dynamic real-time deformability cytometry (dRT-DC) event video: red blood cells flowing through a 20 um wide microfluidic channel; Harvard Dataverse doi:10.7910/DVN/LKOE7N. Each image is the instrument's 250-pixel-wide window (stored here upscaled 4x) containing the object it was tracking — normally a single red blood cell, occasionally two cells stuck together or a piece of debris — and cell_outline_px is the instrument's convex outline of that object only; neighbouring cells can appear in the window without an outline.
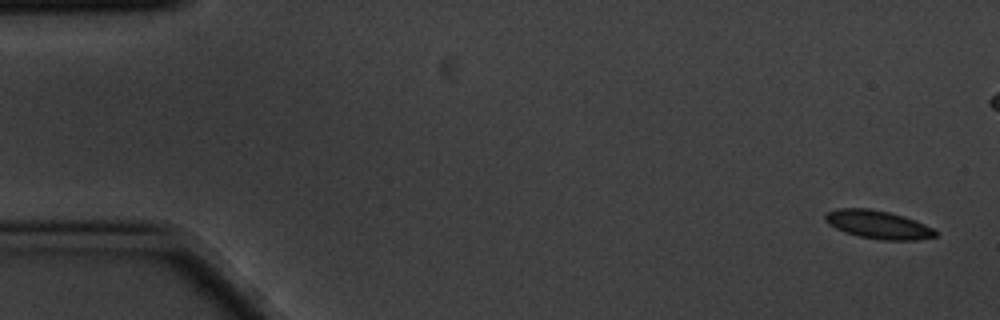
{"species": "common noctule bat (a hibernating species)", "species_latin": "Nyctalus noctula", "temperature_condition": "cold", "stored_images_in_passage": 6, "camera_frame_rate_fps": 3000, "um_per_image_px": 0.085, "animal": {"sex": "male", "body_mass_g": 20.1, "forearm_length_mm": 53.5}, "frame": {"image": 1, "passage_image": 1, "time_ms": 0.0, "image_size_px": [1000, 320], "cell_outline_px": [[936, 236], [916, 240], [884, 240], [860, 236], [844, 232], [828, 224], [824, 220], [824, 216], [828, 212], [840, 208], [872, 208], [904, 216], [916, 220], [932, 228], [936, 232]], "centroid_in_image_um": [74.62, 19.08], "position_along_channel_um": 10.4, "area_um2": 18.03}}